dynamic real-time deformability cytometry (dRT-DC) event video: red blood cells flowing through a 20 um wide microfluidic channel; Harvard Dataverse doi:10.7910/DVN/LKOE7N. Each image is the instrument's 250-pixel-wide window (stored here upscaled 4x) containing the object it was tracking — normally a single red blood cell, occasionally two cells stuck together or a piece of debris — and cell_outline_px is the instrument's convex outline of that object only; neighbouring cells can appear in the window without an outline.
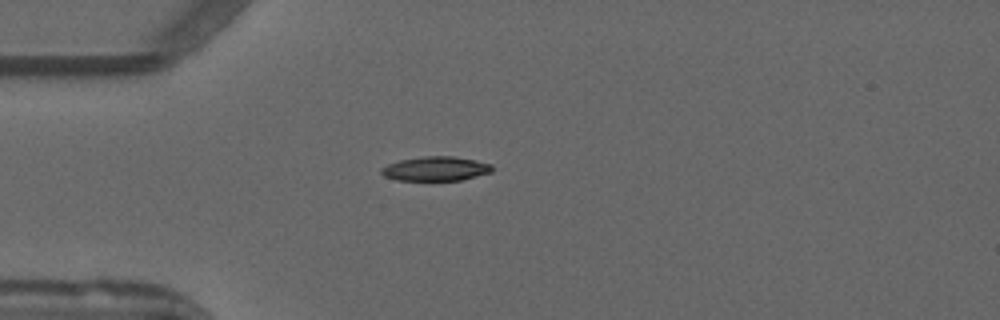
{"species": "common noctule bat (a hibernating species)", "species_latin": "Nyctalus noctula", "temperature_condition": "warm", "stored_images_in_passage": 39, "camera_frame_rate_fps": 3000, "um_per_image_px": 0.085, "animal": {"sex": "male", "forearm_length_mm": 52.5}, "frame": {"image": 1, "passage_image": 1, "time_ms": 0.0, "image_size_px": [1000, 320], "cell_outline_px": [[492, 172], [460, 180], [396, 180], [384, 176], [380, 172], [380, 168], [388, 164], [400, 160], [424, 156], [452, 156], [476, 160], [492, 164]], "centroid_in_image_um": [37.02, 14.34], "position_along_channel_um": 48.0, "area_um2": 15.66}}
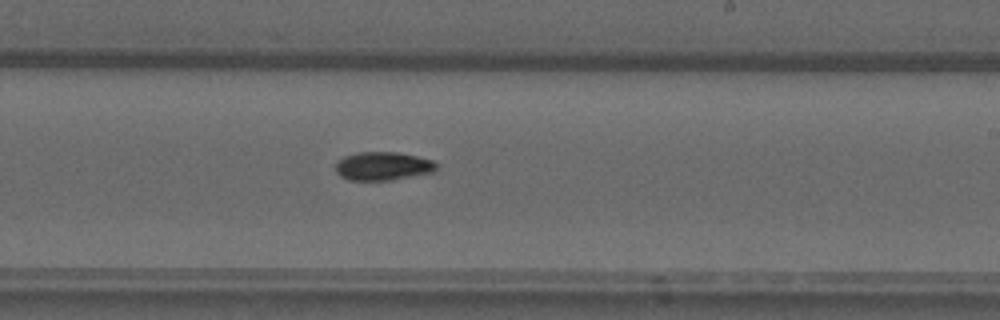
{"frame": {"image": 2, "passage_image": 18, "time_ms": 5.667, "image_size_px": [1000, 320], "cell_outline_px": [[436, 168], [432, 172], [392, 180], [348, 180], [340, 176], [336, 172], [336, 164], [344, 156], [356, 152], [396, 152], [416, 156], [432, 160], [436, 164]], "centroid_in_image_um": [32.51, 14.12], "position_along_channel_um": 256.5, "area_um2": 16.59}}
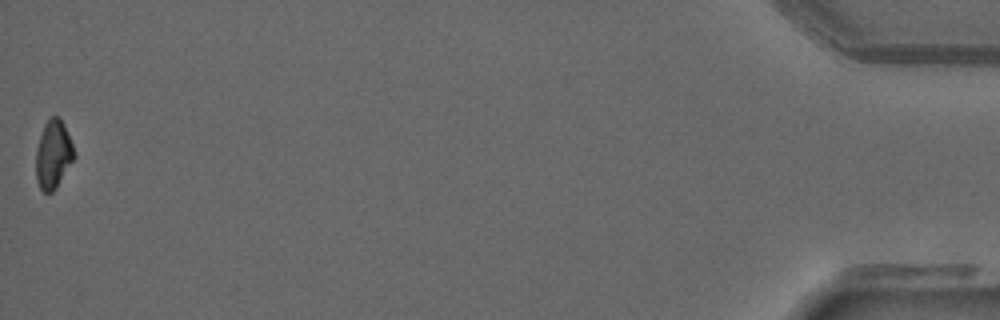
{"frame": {"image": 3, "passage_image": 39, "time_ms": 12.667, "image_size_px": [1000, 320], "cell_outline_px": [[76, 156], [56, 188], [52, 192], [44, 192], [40, 188], [36, 180], [36, 148], [44, 124], [52, 116], [60, 116], [64, 124], [72, 144]], "centroid_in_image_um": [4.53, 13.12], "position_along_channel_um": 430.7, "area_um2": 15.2}, "authors_computed_cell_mechanics": {"area_um2": 16.473, "velocity_mm_per_s": 3.9304, "shape_relaxation_time_tau1_ms": 7.2781, "shape_relaxation_time_tau2_ms": null, "deformation_change_tau1": 0.1948, "deformation_change_tau2": null}}